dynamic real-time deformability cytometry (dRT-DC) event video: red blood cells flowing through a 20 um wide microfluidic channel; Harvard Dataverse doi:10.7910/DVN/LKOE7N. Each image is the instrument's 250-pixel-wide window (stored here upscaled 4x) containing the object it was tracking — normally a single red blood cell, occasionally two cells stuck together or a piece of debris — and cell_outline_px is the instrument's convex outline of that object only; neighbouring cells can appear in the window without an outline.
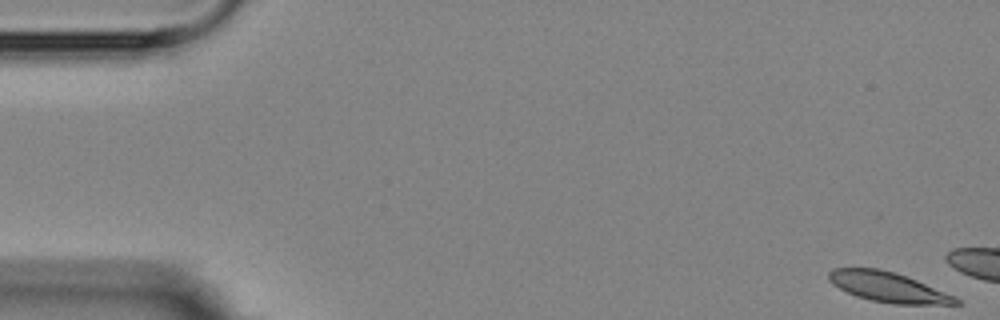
{"species": "Egyptian fruit bat (a non-hibernating species)", "species_latin": "Rousettus aegyptiacus", "temperature_condition": "room temperature", "stored_images_in_passage": 4, "camera_frame_rate_fps": 3000, "um_per_image_px": 0.085, "animal": {"sex": "female"}, "frame": {"image": 1, "passage_image": 1, "time_ms": 0.0, "image_size_px": [1000, 320], "cell_outline_px": [[964, 304], [892, 304], [872, 300], [856, 296], [832, 284], [828, 280], [828, 272], [832, 268], [880, 268], [896, 272], [956, 296]], "centroid_in_image_um": [75.5, 24.39], "position_along_channel_um": 9.5, "area_um2": 22.25}}